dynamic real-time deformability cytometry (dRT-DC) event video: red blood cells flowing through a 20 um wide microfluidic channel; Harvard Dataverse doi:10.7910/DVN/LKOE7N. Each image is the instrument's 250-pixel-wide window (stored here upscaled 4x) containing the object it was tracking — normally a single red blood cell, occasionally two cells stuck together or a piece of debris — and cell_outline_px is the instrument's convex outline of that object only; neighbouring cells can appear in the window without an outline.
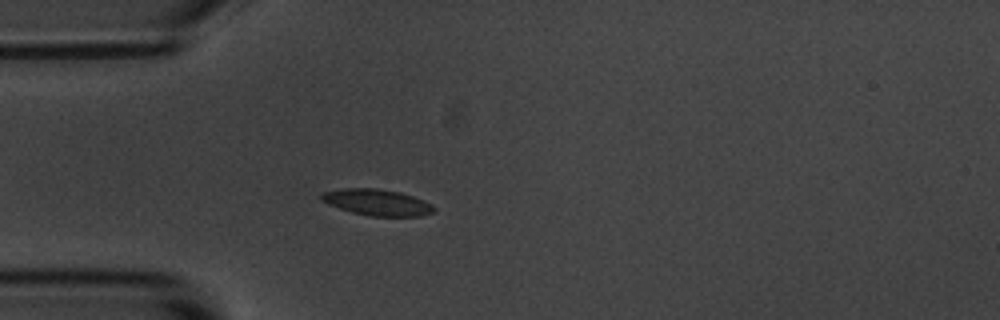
{"species": "common noctule bat (a hibernating species)", "species_latin": "Nyctalus noctula", "temperature_condition": "room temperature", "stored_images_in_passage": 5, "camera_frame_rate_fps": 3000, "um_per_image_px": 0.085, "animal": {"sex": "male", "body_mass_g": 20.1, "forearm_length_mm": 53.5}, "frame": {"image": 1, "passage_image": 5, "time_ms": 4.667, "image_size_px": [1000, 320], "cell_outline_px": [[436, 212], [420, 216], [368, 216], [352, 212], [328, 204], [320, 200], [320, 196], [324, 192], [344, 188], [376, 188], [400, 192], [412, 196], [432, 204], [436, 208]], "centroid_in_image_um": [32.07, 17.2], "position_along_channel_um": 52.9, "area_um2": 17.22}}